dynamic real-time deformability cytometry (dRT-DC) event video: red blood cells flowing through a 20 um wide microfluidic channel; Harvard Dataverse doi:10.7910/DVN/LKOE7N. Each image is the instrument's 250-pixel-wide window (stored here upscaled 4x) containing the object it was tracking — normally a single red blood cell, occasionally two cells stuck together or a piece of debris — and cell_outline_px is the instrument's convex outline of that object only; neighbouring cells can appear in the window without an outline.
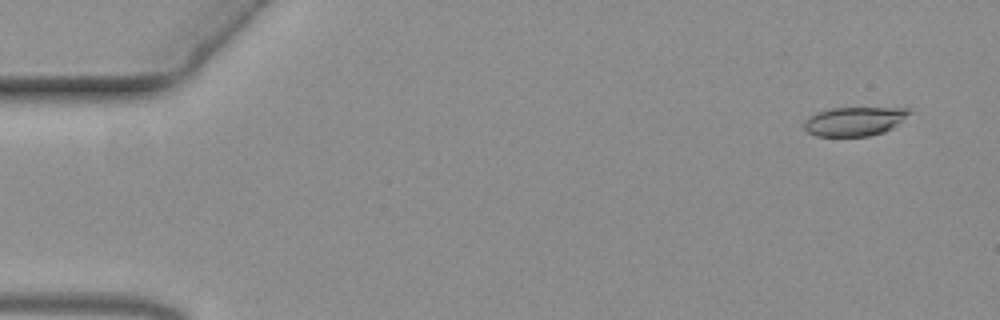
{"species": "common noctule bat (a hibernating species)", "species_latin": "Nyctalus noctula", "temperature_condition": "warm", "stored_images_in_passage": 11, "camera_frame_rate_fps": 3000, "um_per_image_px": 0.085, "animal": {"sex": "female", "body_mass_g": 19.3, "forearm_length_mm": 54.1}, "frame": {"image": 1, "passage_image": 2, "time_ms": 0.333, "image_size_px": [1000, 320], "cell_outline_px": [[912, 112], [892, 128], [884, 132], [868, 136], [816, 136], [808, 132], [804, 128], [804, 124], [808, 116], [816, 112], [832, 108], [912, 108]], "centroid_in_image_um": [72.62, 10.31], "position_along_channel_um": 12.4, "area_um2": 17.74}}